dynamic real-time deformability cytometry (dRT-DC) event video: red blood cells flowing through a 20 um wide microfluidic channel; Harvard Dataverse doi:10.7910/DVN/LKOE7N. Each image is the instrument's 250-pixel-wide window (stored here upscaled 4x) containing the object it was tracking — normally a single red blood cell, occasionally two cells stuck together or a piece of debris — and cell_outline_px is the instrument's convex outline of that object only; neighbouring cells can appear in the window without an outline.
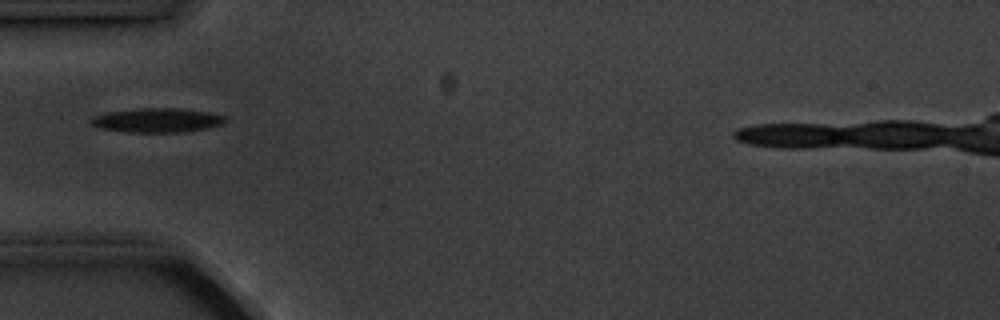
{"species": "common noctule bat (a hibernating species)", "species_latin": "Nyctalus noctula", "temperature_condition": "cold", "stored_images_in_passage": 15, "camera_frame_rate_fps": 3000, "um_per_image_px": 0.085, "animal": {"sex": "male", "body_mass_g": 20.1, "forearm_length_mm": 53.5}, "frame": {"image": 1, "passage_image": 5, "time_ms": 5.667, "image_size_px": [1000, 320], "cell_outline_px": [[228, 120], [224, 124], [208, 128], [184, 132], [124, 132], [96, 128], [88, 120], [92, 116], [108, 112], [136, 108], [180, 108], [208, 112], [224, 116]], "centroid_in_image_um": [13.33, 10.22], "position_along_channel_um": 71.7, "area_um2": 19.31}}
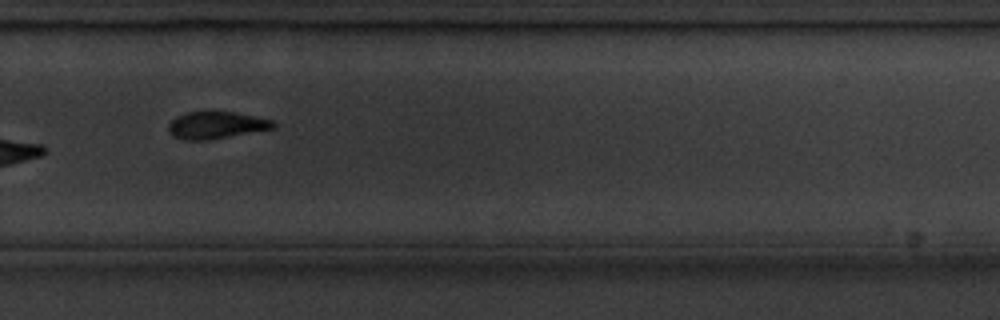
{"frame": {"image": 2, "passage_image": 11, "time_ms": 12.333, "image_size_px": [1000, 320], "cell_outline_px": [[276, 128], [208, 140], [184, 140], [172, 136], [168, 132], [168, 124], [176, 116], [188, 112], [232, 112], [272, 120], [276, 124]], "centroid_in_image_um": [18.34, 10.65], "position_along_channel_um": 311.5, "area_um2": 16.47}}